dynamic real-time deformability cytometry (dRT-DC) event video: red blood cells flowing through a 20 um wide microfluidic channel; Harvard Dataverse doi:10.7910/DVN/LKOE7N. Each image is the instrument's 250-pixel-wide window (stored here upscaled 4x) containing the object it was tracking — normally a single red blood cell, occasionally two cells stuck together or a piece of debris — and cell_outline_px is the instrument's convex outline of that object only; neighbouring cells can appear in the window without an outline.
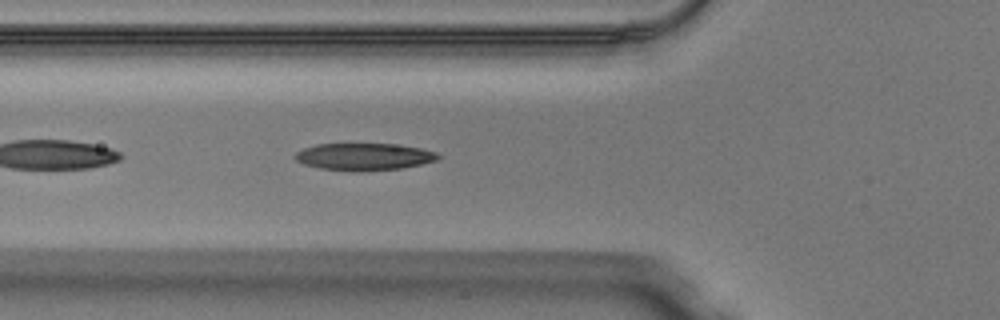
{"species": "Egyptian fruit bat (a non-hibernating species)", "species_latin": "Rousettus aegyptiacus", "temperature_condition": "warm", "stored_images_in_passage": 31, "camera_frame_rate_fps": 3000, "um_per_image_px": 0.085, "animal": {"sex": "male"}, "frame": {"image": 1, "passage_image": 3, "time_ms": 0.667, "image_size_px": [1000, 320], "cell_outline_px": [[444, 156], [436, 160], [420, 164], [400, 168], [360, 172], [356, 172], [320, 168], [304, 164], [296, 160], [292, 156], [296, 152], [304, 148], [316, 144], [392, 144], [420, 148], [436, 152]], "centroid_in_image_um": [30.92, 13.32], "position_along_channel_um": 94.9, "area_um2": 22.66}}
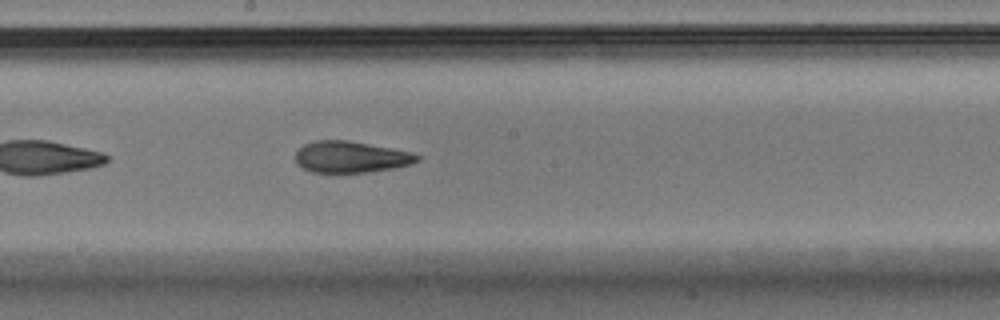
{"frame": {"image": 2, "passage_image": 12, "time_ms": 3.667, "image_size_px": [1000, 320], "cell_outline_px": [[420, 160], [408, 164], [392, 168], [368, 172], [312, 172], [296, 164], [296, 152], [304, 144], [316, 140], [348, 140], [412, 152], [420, 156]], "centroid_in_image_um": [29.8, 13.33], "position_along_channel_um": 218.4, "area_um2": 22.08}}
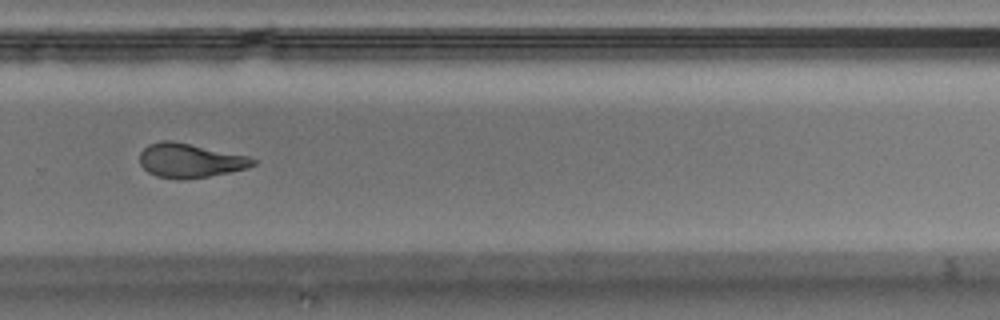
{"frame": {"image": 3, "passage_image": 19, "time_ms": 6.0, "image_size_px": [1000, 320], "cell_outline_px": [[256, 164], [244, 168], [228, 172], [208, 176], [184, 180], [156, 176], [148, 172], [140, 164], [140, 152], [148, 144], [160, 140], [172, 140], [248, 156], [256, 160]], "centroid_in_image_um": [16.1, 13.64], "position_along_channel_um": 313.7, "area_um2": 22.43}}